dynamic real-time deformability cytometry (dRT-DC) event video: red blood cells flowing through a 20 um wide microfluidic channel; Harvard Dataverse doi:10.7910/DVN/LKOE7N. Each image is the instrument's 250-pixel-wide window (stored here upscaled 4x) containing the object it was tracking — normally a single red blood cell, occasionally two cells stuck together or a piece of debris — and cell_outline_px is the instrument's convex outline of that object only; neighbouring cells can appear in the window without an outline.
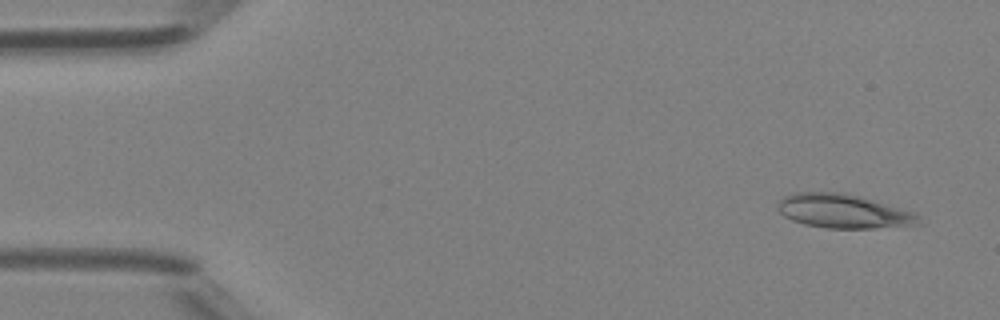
{"species": "Egyptian fruit bat (a non-hibernating species)", "species_latin": "Rousettus aegyptiacus", "temperature_condition": "room temperature", "stored_images_in_passage": 48, "camera_frame_rate_fps": 3000, "um_per_image_px": 0.085, "animal": {"sex": "female"}, "frame": {"image": 1, "passage_image": 3, "time_ms": 0.667, "image_size_px": [1000, 320], "cell_outline_px": [[920, 224], [872, 228], [828, 228], [804, 224], [792, 220], [784, 216], [776, 208], [780, 200], [784, 196], [796, 192], [844, 192], [860, 196], [912, 212], [920, 216]], "centroid_in_image_um": [71.65, 17.94], "position_along_channel_um": 13.4, "area_um2": 27.69}}
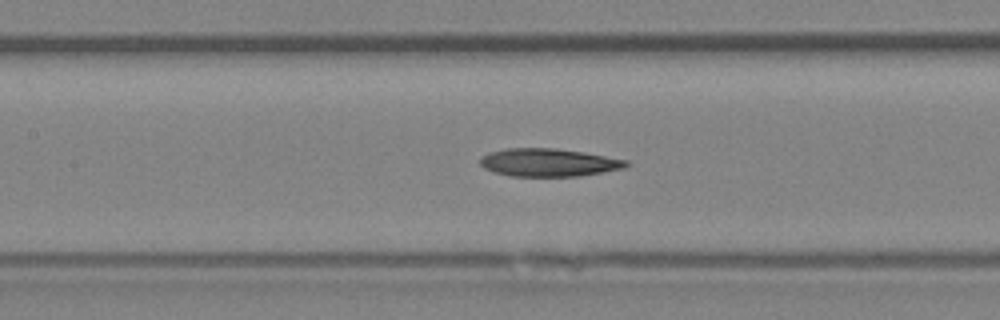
{"frame": {"image": 2, "passage_image": 22, "time_ms": 7.0, "image_size_px": [1000, 320], "cell_outline_px": [[628, 164], [624, 168], [580, 176], [512, 176], [492, 172], [484, 168], [480, 164], [480, 156], [488, 152], [504, 148], [556, 148], [584, 152], [628, 160]], "centroid_in_image_um": [46.58, 13.8], "position_along_channel_um": 160.8, "area_um2": 23.93}}
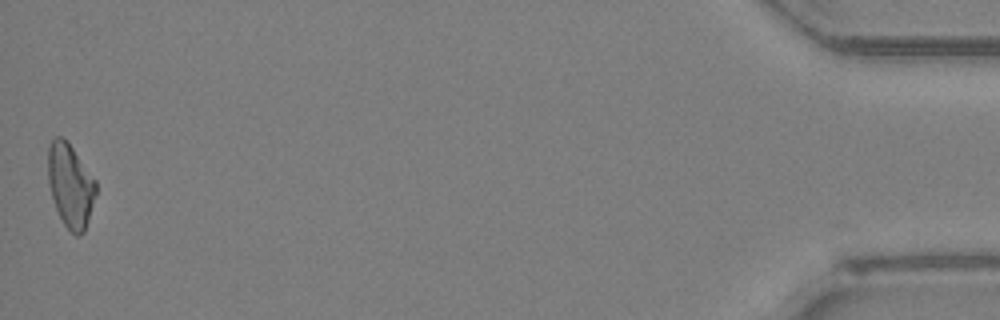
{"frame": {"image": 3, "passage_image": 48, "time_ms": 15.667, "image_size_px": [1000, 320], "cell_outline_px": [[96, 192], [88, 220], [84, 232], [80, 236], [76, 236], [64, 224], [56, 208], [48, 184], [48, 148], [52, 140], [56, 136], [60, 136], [68, 140], [96, 180]], "centroid_in_image_um": [5.98, 15.73], "position_along_channel_um": 429.2, "area_um2": 23.35}}